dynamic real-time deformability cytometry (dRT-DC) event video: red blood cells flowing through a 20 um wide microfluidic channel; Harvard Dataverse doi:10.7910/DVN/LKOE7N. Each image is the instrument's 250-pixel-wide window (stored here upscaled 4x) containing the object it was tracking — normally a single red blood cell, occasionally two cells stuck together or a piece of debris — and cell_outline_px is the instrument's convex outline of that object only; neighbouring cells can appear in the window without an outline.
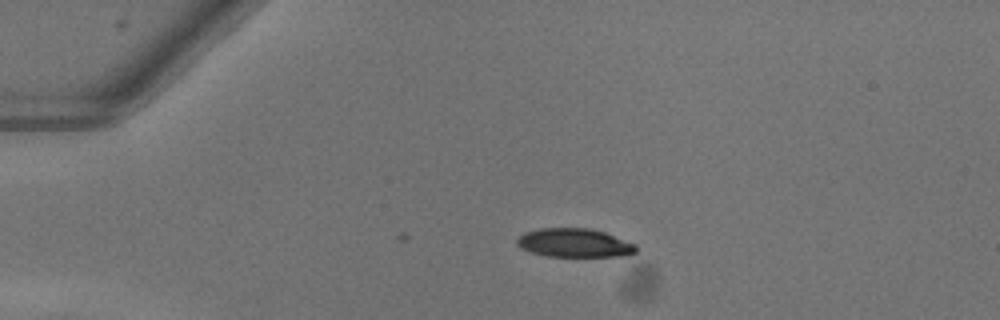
{"species": "common noctule bat (a hibernating species)", "species_latin": "Nyctalus noctula", "temperature_condition": "warm", "stored_images_in_passage": 4, "camera_frame_rate_fps": 3000, "um_per_image_px": 0.085, "animal": {"sex": "female"}, "frame": {"image": 1, "passage_image": 1, "time_ms": 0.0, "image_size_px": [1000, 320], "cell_outline_px": [[636, 252], [624, 256], [548, 256], [532, 252], [520, 248], [516, 244], [516, 240], [524, 232], [540, 228], [588, 228], [604, 232], [636, 244]], "centroid_in_image_um": [48.81, 20.64], "position_along_channel_um": 36.2, "area_um2": 19.83}}